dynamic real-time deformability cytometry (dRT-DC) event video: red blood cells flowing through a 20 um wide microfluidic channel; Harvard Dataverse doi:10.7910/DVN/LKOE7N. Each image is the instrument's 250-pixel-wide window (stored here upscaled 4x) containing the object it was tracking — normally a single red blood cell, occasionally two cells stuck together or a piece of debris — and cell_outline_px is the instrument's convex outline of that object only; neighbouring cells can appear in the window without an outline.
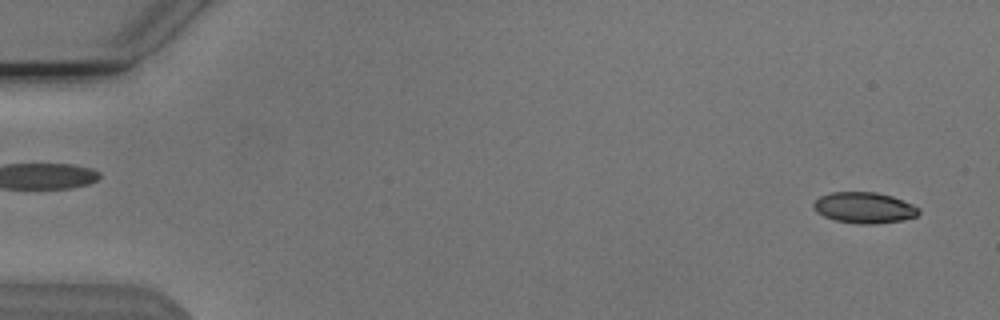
{"species": "Egyptian fruit bat (a non-hibernating species)", "species_latin": "Rousettus aegyptiacus", "temperature_condition": "cold", "stored_images_in_passage": 54, "camera_frame_rate_fps": 3000, "um_per_image_px": 0.085, "animal": {"sex": "male"}, "frame": {"image": 1, "passage_image": 2, "time_ms": 0.333, "image_size_px": [1000, 320], "cell_outline_px": [[920, 212], [916, 216], [904, 220], [872, 224], [860, 224], [836, 220], [824, 216], [816, 212], [812, 208], [812, 204], [820, 196], [832, 192], [876, 192], [892, 196], [912, 204], [920, 208]], "centroid_in_image_um": [73.46, 17.65], "position_along_channel_um": 11.5, "area_um2": 19.02}}
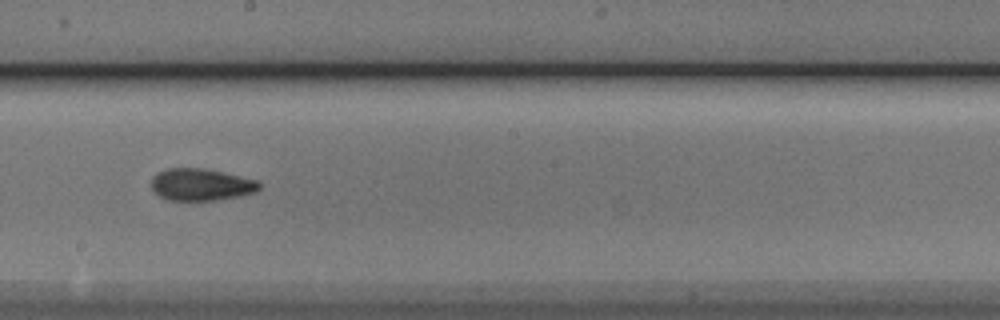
{"frame": {"image": 2, "passage_image": 30, "time_ms": 9.667, "image_size_px": [1000, 320], "cell_outline_px": [[260, 188], [256, 192], [240, 196], [220, 200], [168, 200], [160, 196], [152, 188], [152, 176], [156, 172], [168, 168], [204, 168], [224, 172], [260, 180]], "centroid_in_image_um": [17.13, 15.68], "position_along_channel_um": 231.1, "area_um2": 20.4}}
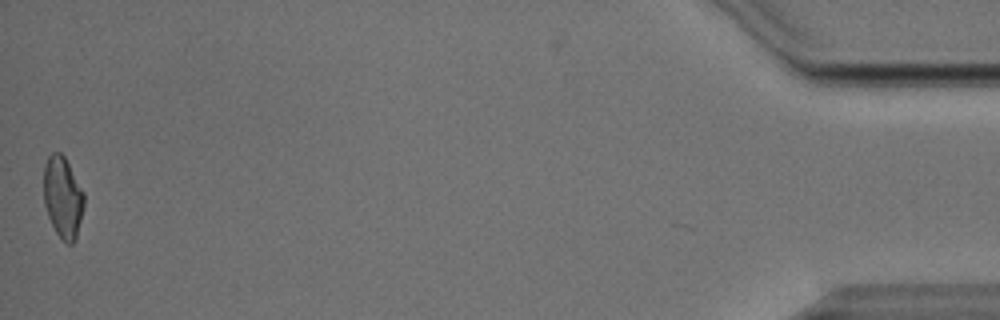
{"frame": {"image": 3, "passage_image": 53, "time_ms": 17.333, "image_size_px": [1000, 320], "cell_outline_px": [[84, 204], [76, 240], [72, 244], [68, 244], [56, 232], [48, 216], [44, 204], [44, 164], [48, 156], [52, 152], [60, 152], [64, 156], [84, 192]], "centroid_in_image_um": [5.34, 16.75], "position_along_channel_um": 429.9, "area_um2": 19.07}, "authors_computed_cell_mechanics": {"area_um2": 19.7387, "velocity_mm_per_s": 3.8196, "shape_relaxation_time_tau1_ms": 7.7071, "shape_relaxation_time_tau2_ms": 2.7225, "deformation_change_tau1": 0.1793, "deformation_change_tau2": 0.0877}}